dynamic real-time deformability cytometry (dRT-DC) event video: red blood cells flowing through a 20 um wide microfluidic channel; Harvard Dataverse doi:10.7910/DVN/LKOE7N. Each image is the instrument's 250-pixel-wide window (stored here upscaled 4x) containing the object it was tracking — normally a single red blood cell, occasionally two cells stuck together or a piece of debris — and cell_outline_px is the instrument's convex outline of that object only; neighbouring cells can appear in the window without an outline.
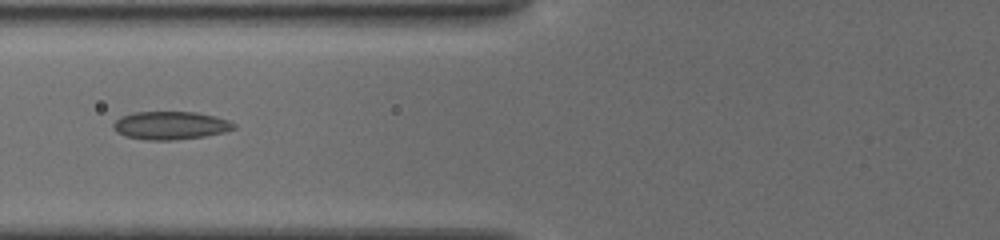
{"species": "common noctule bat (a hibernating species)", "species_latin": "Nyctalus noctula", "temperature_condition": "cold", "stored_images_in_passage": 20, "camera_frame_rate_fps": 3000, "um_per_image_px": 0.085, "animal": {"sex": "female", "body_mass_g": 19.5, "forearm_length_mm": 54.1}, "frame": {"image": 1, "passage_image": 10, "time_ms": 7.0, "image_size_px": [1000, 240], "cell_outline_px": [[236, 128], [224, 132], [204, 136], [176, 140], [148, 140], [124, 136], [116, 132], [112, 128], [112, 124], [116, 120], [124, 116], [136, 112], [196, 112], [228, 120], [236, 124]], "centroid_in_image_um": [14.48, 10.67], "position_along_channel_um": 111.3, "area_um2": 19.65}}
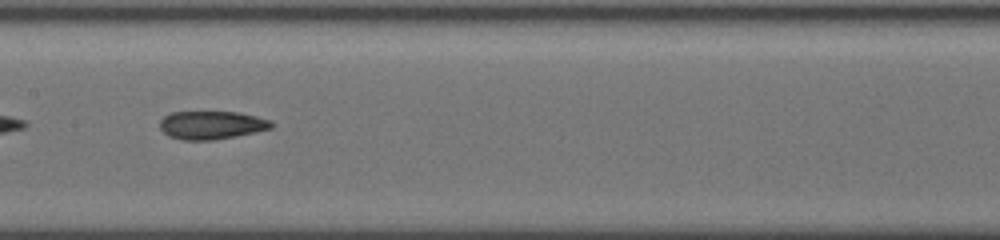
{"frame": {"image": 2, "passage_image": 14, "time_ms": 9.0, "image_size_px": [1000, 240], "cell_outline_px": [[272, 128], [212, 140], [180, 140], [168, 136], [160, 128], [160, 120], [164, 116], [172, 112], [236, 112], [256, 116], [268, 120], [272, 124]], "centroid_in_image_um": [17.91, 10.63], "position_along_channel_um": 189.5, "area_um2": 18.03}}
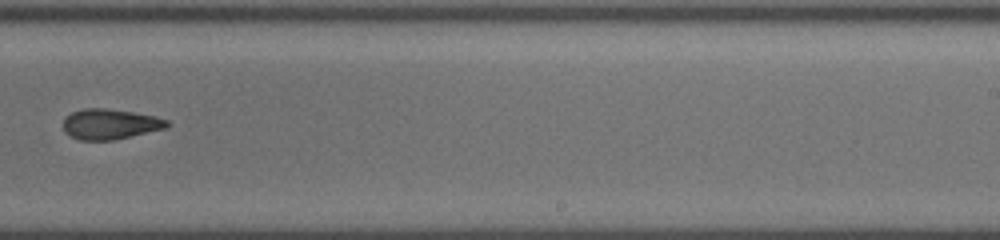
{"frame": {"image": 3, "passage_image": 19, "time_ms": 11.333, "image_size_px": [1000, 240], "cell_outline_px": [[172, 124], [168, 128], [112, 140], [80, 140], [64, 132], [64, 120], [72, 112], [84, 108], [104, 108], [132, 112], [156, 116], [168, 120]], "centroid_in_image_um": [9.41, 10.55], "position_along_channel_um": 279.6, "area_um2": 18.32}}